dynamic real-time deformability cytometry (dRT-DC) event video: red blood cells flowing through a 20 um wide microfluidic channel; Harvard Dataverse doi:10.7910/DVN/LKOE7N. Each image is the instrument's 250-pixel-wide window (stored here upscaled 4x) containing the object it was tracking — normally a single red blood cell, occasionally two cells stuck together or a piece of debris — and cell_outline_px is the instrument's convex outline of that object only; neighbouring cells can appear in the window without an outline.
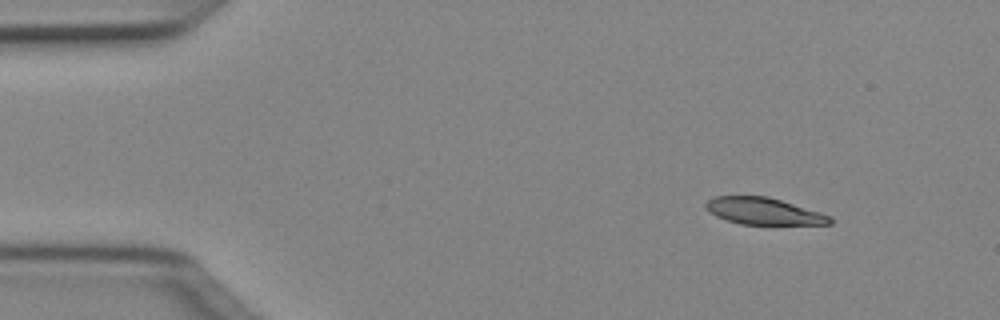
{"species": "Egyptian fruit bat (a non-hibernating species)", "species_latin": "Rousettus aegyptiacus", "temperature_condition": "cold", "stored_images_in_passage": 3, "camera_frame_rate_fps": 3000, "um_per_image_px": 0.085, "animal": {"sex": "female"}, "frame": {"image": 1, "passage_image": 1, "time_ms": 0.0, "image_size_px": [1000, 320], "cell_outline_px": [[832, 224], [740, 224], [716, 216], [708, 212], [704, 208], [704, 204], [712, 196], [768, 196], [820, 212], [832, 216]], "centroid_in_image_um": [64.87, 17.94], "position_along_channel_um": 20.1, "area_um2": 19.42}}
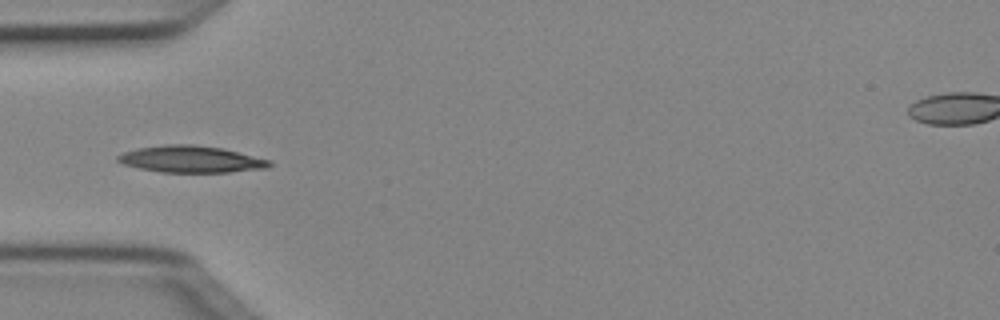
{"frame": {"image": 2, "passage_image": 3, "time_ms": 0.667, "image_size_px": [1000, 320], "cell_outline_px": [[272, 164], [268, 168], [228, 172], [160, 172], [140, 168], [124, 164], [116, 160], [116, 156], [124, 152], [140, 148], [164, 144], [192, 144], [220, 148], [272, 160]], "centroid_in_image_um": [16.25, 13.53], "position_along_channel_um": 68.8, "area_um2": 23.47}}